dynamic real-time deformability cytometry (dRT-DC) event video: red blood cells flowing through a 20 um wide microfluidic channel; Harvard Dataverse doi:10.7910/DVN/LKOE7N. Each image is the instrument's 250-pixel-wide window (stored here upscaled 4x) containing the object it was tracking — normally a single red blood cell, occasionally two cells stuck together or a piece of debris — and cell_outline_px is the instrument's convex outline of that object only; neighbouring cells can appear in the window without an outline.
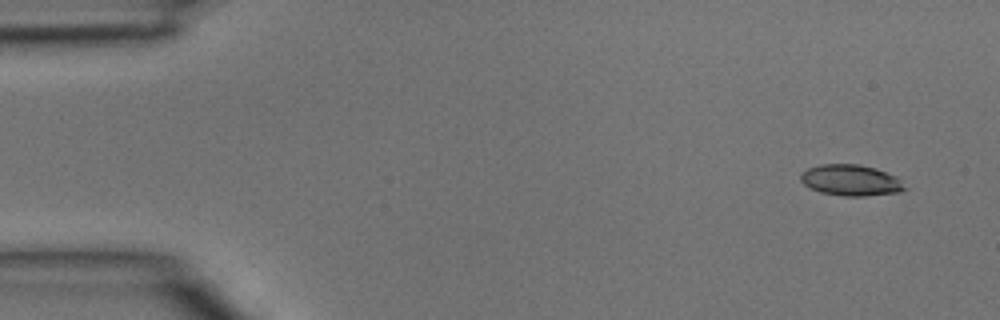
{"species": "common noctule bat (a hibernating species)", "species_latin": "Nyctalus noctula", "temperature_condition": "room temperature", "stored_images_in_passage": 3, "camera_frame_rate_fps": 3000, "um_per_image_px": 0.085, "animal": {"sex": "male", "body_mass_g": 15.6}, "frame": {"image": 1, "passage_image": 1, "time_ms": 0.0, "image_size_px": [1000, 320], "cell_outline_px": [[908, 188], [900, 192], [864, 196], [844, 196], [820, 192], [804, 184], [800, 180], [800, 172], [808, 168], [820, 164], [856, 164], [876, 168], [896, 176]], "centroid_in_image_um": [72.32, 15.32], "position_along_channel_um": 12.7, "area_um2": 18.9}}